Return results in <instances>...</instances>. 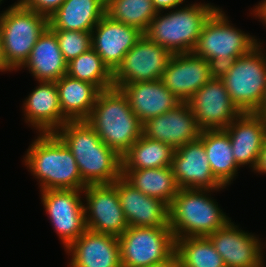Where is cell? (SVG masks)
<instances>
[{"label": "cell", "mask_w": 266, "mask_h": 267, "mask_svg": "<svg viewBox=\"0 0 266 267\" xmlns=\"http://www.w3.org/2000/svg\"><path fill=\"white\" fill-rule=\"evenodd\" d=\"M120 88L128 97L132 111L142 124L153 117L168 112L181 103L165 87L161 79L125 83Z\"/></svg>", "instance_id": "obj_23"}, {"label": "cell", "mask_w": 266, "mask_h": 267, "mask_svg": "<svg viewBox=\"0 0 266 267\" xmlns=\"http://www.w3.org/2000/svg\"><path fill=\"white\" fill-rule=\"evenodd\" d=\"M86 121L101 141L121 157L142 135L143 124L121 88L101 90Z\"/></svg>", "instance_id": "obj_3"}, {"label": "cell", "mask_w": 266, "mask_h": 267, "mask_svg": "<svg viewBox=\"0 0 266 267\" xmlns=\"http://www.w3.org/2000/svg\"><path fill=\"white\" fill-rule=\"evenodd\" d=\"M105 14V0H64L48 24L51 29L91 32Z\"/></svg>", "instance_id": "obj_25"}, {"label": "cell", "mask_w": 266, "mask_h": 267, "mask_svg": "<svg viewBox=\"0 0 266 267\" xmlns=\"http://www.w3.org/2000/svg\"><path fill=\"white\" fill-rule=\"evenodd\" d=\"M220 190H178L169 205V227L175 239L207 237L231 220L211 197V192Z\"/></svg>", "instance_id": "obj_5"}, {"label": "cell", "mask_w": 266, "mask_h": 267, "mask_svg": "<svg viewBox=\"0 0 266 267\" xmlns=\"http://www.w3.org/2000/svg\"><path fill=\"white\" fill-rule=\"evenodd\" d=\"M24 7L39 14L50 17L64 2V0H18Z\"/></svg>", "instance_id": "obj_34"}, {"label": "cell", "mask_w": 266, "mask_h": 267, "mask_svg": "<svg viewBox=\"0 0 266 267\" xmlns=\"http://www.w3.org/2000/svg\"><path fill=\"white\" fill-rule=\"evenodd\" d=\"M152 0H107L106 15L145 32L149 23L157 15Z\"/></svg>", "instance_id": "obj_32"}, {"label": "cell", "mask_w": 266, "mask_h": 267, "mask_svg": "<svg viewBox=\"0 0 266 267\" xmlns=\"http://www.w3.org/2000/svg\"><path fill=\"white\" fill-rule=\"evenodd\" d=\"M254 173L266 174V140L259 156L258 164L254 170Z\"/></svg>", "instance_id": "obj_37"}, {"label": "cell", "mask_w": 266, "mask_h": 267, "mask_svg": "<svg viewBox=\"0 0 266 267\" xmlns=\"http://www.w3.org/2000/svg\"><path fill=\"white\" fill-rule=\"evenodd\" d=\"M201 131L187 102L147 120L142 127L144 136L166 143L175 150L196 140Z\"/></svg>", "instance_id": "obj_17"}, {"label": "cell", "mask_w": 266, "mask_h": 267, "mask_svg": "<svg viewBox=\"0 0 266 267\" xmlns=\"http://www.w3.org/2000/svg\"><path fill=\"white\" fill-rule=\"evenodd\" d=\"M218 8L195 2L167 10L168 13L158 12L143 35L171 54L192 52L205 22Z\"/></svg>", "instance_id": "obj_4"}, {"label": "cell", "mask_w": 266, "mask_h": 267, "mask_svg": "<svg viewBox=\"0 0 266 267\" xmlns=\"http://www.w3.org/2000/svg\"><path fill=\"white\" fill-rule=\"evenodd\" d=\"M199 138L203 141L212 174L227 187L238 176L240 168L235 162L228 133L224 129L202 130Z\"/></svg>", "instance_id": "obj_27"}, {"label": "cell", "mask_w": 266, "mask_h": 267, "mask_svg": "<svg viewBox=\"0 0 266 267\" xmlns=\"http://www.w3.org/2000/svg\"><path fill=\"white\" fill-rule=\"evenodd\" d=\"M55 134L73 154L86 185L112 184L122 176V157L86 120L67 121Z\"/></svg>", "instance_id": "obj_1"}, {"label": "cell", "mask_w": 266, "mask_h": 267, "mask_svg": "<svg viewBox=\"0 0 266 267\" xmlns=\"http://www.w3.org/2000/svg\"><path fill=\"white\" fill-rule=\"evenodd\" d=\"M41 192V202L66 250L86 230L83 190L51 189Z\"/></svg>", "instance_id": "obj_10"}, {"label": "cell", "mask_w": 266, "mask_h": 267, "mask_svg": "<svg viewBox=\"0 0 266 267\" xmlns=\"http://www.w3.org/2000/svg\"><path fill=\"white\" fill-rule=\"evenodd\" d=\"M171 55L166 48L142 35L113 72L114 87L161 79Z\"/></svg>", "instance_id": "obj_11"}, {"label": "cell", "mask_w": 266, "mask_h": 267, "mask_svg": "<svg viewBox=\"0 0 266 267\" xmlns=\"http://www.w3.org/2000/svg\"><path fill=\"white\" fill-rule=\"evenodd\" d=\"M121 267H146L175 254L170 227H128L120 236Z\"/></svg>", "instance_id": "obj_9"}, {"label": "cell", "mask_w": 266, "mask_h": 267, "mask_svg": "<svg viewBox=\"0 0 266 267\" xmlns=\"http://www.w3.org/2000/svg\"><path fill=\"white\" fill-rule=\"evenodd\" d=\"M113 184L128 227H169V206L166 203L143 194L123 176Z\"/></svg>", "instance_id": "obj_19"}, {"label": "cell", "mask_w": 266, "mask_h": 267, "mask_svg": "<svg viewBox=\"0 0 266 267\" xmlns=\"http://www.w3.org/2000/svg\"><path fill=\"white\" fill-rule=\"evenodd\" d=\"M8 71H12L7 63H6V60L4 58V54H3V46H2V38H1V35H0V72H8Z\"/></svg>", "instance_id": "obj_39"}, {"label": "cell", "mask_w": 266, "mask_h": 267, "mask_svg": "<svg viewBox=\"0 0 266 267\" xmlns=\"http://www.w3.org/2000/svg\"><path fill=\"white\" fill-rule=\"evenodd\" d=\"M175 254L180 267H225L208 237L175 239Z\"/></svg>", "instance_id": "obj_30"}, {"label": "cell", "mask_w": 266, "mask_h": 267, "mask_svg": "<svg viewBox=\"0 0 266 267\" xmlns=\"http://www.w3.org/2000/svg\"><path fill=\"white\" fill-rule=\"evenodd\" d=\"M68 267H121L118 236L86 230L66 250Z\"/></svg>", "instance_id": "obj_21"}, {"label": "cell", "mask_w": 266, "mask_h": 267, "mask_svg": "<svg viewBox=\"0 0 266 267\" xmlns=\"http://www.w3.org/2000/svg\"><path fill=\"white\" fill-rule=\"evenodd\" d=\"M86 227L97 233L120 236L127 228L116 186L112 184L87 185L83 189Z\"/></svg>", "instance_id": "obj_13"}, {"label": "cell", "mask_w": 266, "mask_h": 267, "mask_svg": "<svg viewBox=\"0 0 266 267\" xmlns=\"http://www.w3.org/2000/svg\"><path fill=\"white\" fill-rule=\"evenodd\" d=\"M59 42L64 60L68 63L92 48L91 32L52 29Z\"/></svg>", "instance_id": "obj_33"}, {"label": "cell", "mask_w": 266, "mask_h": 267, "mask_svg": "<svg viewBox=\"0 0 266 267\" xmlns=\"http://www.w3.org/2000/svg\"><path fill=\"white\" fill-rule=\"evenodd\" d=\"M24 165L37 179L40 191L51 189L83 190V182L76 160L55 133H38L31 142Z\"/></svg>", "instance_id": "obj_2"}, {"label": "cell", "mask_w": 266, "mask_h": 267, "mask_svg": "<svg viewBox=\"0 0 266 267\" xmlns=\"http://www.w3.org/2000/svg\"><path fill=\"white\" fill-rule=\"evenodd\" d=\"M122 176L143 194L160 199L168 206L179 190L171 167L122 170Z\"/></svg>", "instance_id": "obj_28"}, {"label": "cell", "mask_w": 266, "mask_h": 267, "mask_svg": "<svg viewBox=\"0 0 266 267\" xmlns=\"http://www.w3.org/2000/svg\"><path fill=\"white\" fill-rule=\"evenodd\" d=\"M175 149L143 134L122 156V170L171 167Z\"/></svg>", "instance_id": "obj_29"}, {"label": "cell", "mask_w": 266, "mask_h": 267, "mask_svg": "<svg viewBox=\"0 0 266 267\" xmlns=\"http://www.w3.org/2000/svg\"><path fill=\"white\" fill-rule=\"evenodd\" d=\"M218 8L205 22L193 53L209 61L216 70L250 53L261 42L233 26Z\"/></svg>", "instance_id": "obj_7"}, {"label": "cell", "mask_w": 266, "mask_h": 267, "mask_svg": "<svg viewBox=\"0 0 266 267\" xmlns=\"http://www.w3.org/2000/svg\"><path fill=\"white\" fill-rule=\"evenodd\" d=\"M23 102L25 121L38 133H55L67 121L61 111L55 81H39Z\"/></svg>", "instance_id": "obj_22"}, {"label": "cell", "mask_w": 266, "mask_h": 267, "mask_svg": "<svg viewBox=\"0 0 266 267\" xmlns=\"http://www.w3.org/2000/svg\"><path fill=\"white\" fill-rule=\"evenodd\" d=\"M157 12L167 11L183 5L185 0H152Z\"/></svg>", "instance_id": "obj_35"}, {"label": "cell", "mask_w": 266, "mask_h": 267, "mask_svg": "<svg viewBox=\"0 0 266 267\" xmlns=\"http://www.w3.org/2000/svg\"><path fill=\"white\" fill-rule=\"evenodd\" d=\"M217 70L193 52L172 54L161 80L181 102H187Z\"/></svg>", "instance_id": "obj_15"}, {"label": "cell", "mask_w": 266, "mask_h": 267, "mask_svg": "<svg viewBox=\"0 0 266 267\" xmlns=\"http://www.w3.org/2000/svg\"><path fill=\"white\" fill-rule=\"evenodd\" d=\"M252 13L259 21L262 22L266 26V0H262L257 5H255L252 9Z\"/></svg>", "instance_id": "obj_36"}, {"label": "cell", "mask_w": 266, "mask_h": 267, "mask_svg": "<svg viewBox=\"0 0 266 267\" xmlns=\"http://www.w3.org/2000/svg\"><path fill=\"white\" fill-rule=\"evenodd\" d=\"M258 113H261L265 116V119H266V99H264V102L261 106V109L258 111Z\"/></svg>", "instance_id": "obj_40"}, {"label": "cell", "mask_w": 266, "mask_h": 267, "mask_svg": "<svg viewBox=\"0 0 266 267\" xmlns=\"http://www.w3.org/2000/svg\"><path fill=\"white\" fill-rule=\"evenodd\" d=\"M231 141L235 162L254 171L266 140V119L258 112L241 113L224 129Z\"/></svg>", "instance_id": "obj_18"}, {"label": "cell", "mask_w": 266, "mask_h": 267, "mask_svg": "<svg viewBox=\"0 0 266 267\" xmlns=\"http://www.w3.org/2000/svg\"><path fill=\"white\" fill-rule=\"evenodd\" d=\"M66 74L93 84L99 91L114 87L113 72L93 48L69 61Z\"/></svg>", "instance_id": "obj_31"}, {"label": "cell", "mask_w": 266, "mask_h": 267, "mask_svg": "<svg viewBox=\"0 0 266 267\" xmlns=\"http://www.w3.org/2000/svg\"><path fill=\"white\" fill-rule=\"evenodd\" d=\"M2 12L0 35L4 58L12 71H18L49 26L48 17L24 7L18 1Z\"/></svg>", "instance_id": "obj_8"}, {"label": "cell", "mask_w": 266, "mask_h": 267, "mask_svg": "<svg viewBox=\"0 0 266 267\" xmlns=\"http://www.w3.org/2000/svg\"><path fill=\"white\" fill-rule=\"evenodd\" d=\"M262 43L217 70L241 113L258 112L266 95V52Z\"/></svg>", "instance_id": "obj_6"}, {"label": "cell", "mask_w": 266, "mask_h": 267, "mask_svg": "<svg viewBox=\"0 0 266 267\" xmlns=\"http://www.w3.org/2000/svg\"><path fill=\"white\" fill-rule=\"evenodd\" d=\"M187 103L201 130L225 129L241 114L217 73Z\"/></svg>", "instance_id": "obj_12"}, {"label": "cell", "mask_w": 266, "mask_h": 267, "mask_svg": "<svg viewBox=\"0 0 266 267\" xmlns=\"http://www.w3.org/2000/svg\"><path fill=\"white\" fill-rule=\"evenodd\" d=\"M56 82L62 114L69 121L86 120L100 92L93 84L67 74Z\"/></svg>", "instance_id": "obj_26"}, {"label": "cell", "mask_w": 266, "mask_h": 267, "mask_svg": "<svg viewBox=\"0 0 266 267\" xmlns=\"http://www.w3.org/2000/svg\"><path fill=\"white\" fill-rule=\"evenodd\" d=\"M171 168L179 189L226 188L212 174L203 141L199 137L175 150Z\"/></svg>", "instance_id": "obj_16"}, {"label": "cell", "mask_w": 266, "mask_h": 267, "mask_svg": "<svg viewBox=\"0 0 266 267\" xmlns=\"http://www.w3.org/2000/svg\"><path fill=\"white\" fill-rule=\"evenodd\" d=\"M39 81H57L67 72V62L60 50L55 32L48 26L35 43L22 68Z\"/></svg>", "instance_id": "obj_24"}, {"label": "cell", "mask_w": 266, "mask_h": 267, "mask_svg": "<svg viewBox=\"0 0 266 267\" xmlns=\"http://www.w3.org/2000/svg\"><path fill=\"white\" fill-rule=\"evenodd\" d=\"M146 267H180L178 257L174 254L170 259L167 261H163L160 263L152 264Z\"/></svg>", "instance_id": "obj_38"}, {"label": "cell", "mask_w": 266, "mask_h": 267, "mask_svg": "<svg viewBox=\"0 0 266 267\" xmlns=\"http://www.w3.org/2000/svg\"><path fill=\"white\" fill-rule=\"evenodd\" d=\"M142 35L137 28L117 22L105 14L91 31V44L103 62L114 72Z\"/></svg>", "instance_id": "obj_20"}, {"label": "cell", "mask_w": 266, "mask_h": 267, "mask_svg": "<svg viewBox=\"0 0 266 267\" xmlns=\"http://www.w3.org/2000/svg\"><path fill=\"white\" fill-rule=\"evenodd\" d=\"M231 220L222 228L209 234L215 250L225 267H263L264 248L259 235L239 229Z\"/></svg>", "instance_id": "obj_14"}]
</instances>
